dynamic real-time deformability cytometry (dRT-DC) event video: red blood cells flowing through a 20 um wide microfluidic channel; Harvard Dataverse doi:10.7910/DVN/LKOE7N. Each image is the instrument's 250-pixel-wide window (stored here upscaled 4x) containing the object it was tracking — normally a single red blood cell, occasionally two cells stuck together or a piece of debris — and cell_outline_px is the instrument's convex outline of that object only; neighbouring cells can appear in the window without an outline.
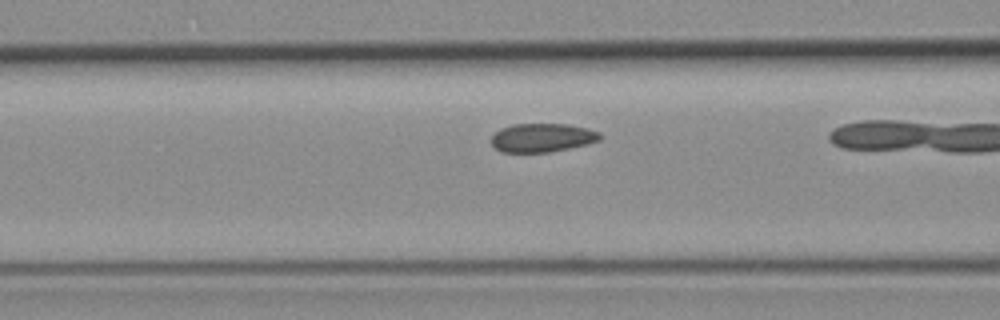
{"species": "common noctule bat (a hibernating species)", "species_latin": "Nyctalus noctula", "temperature_condition": "room temperature", "stored_images_in_passage": 4, "camera_frame_rate_fps": 3000, "um_per_image_px": 0.085, "animal": {"sex": "female", "body_mass_g": 19.3, "forearm_length_mm": 54.1}, "frame": {"image": 1, "passage_image": 3, "time_ms": 2.667, "image_size_px": [1000, 320], "cell_outline_px": [[600, 140], [588, 144], [548, 152], [500, 152], [492, 144], [492, 136], [500, 128], [512, 124], [568, 124], [588, 128], [600, 132]], "centroid_in_image_um": [46.09, 11.69], "position_along_channel_um": 120.5, "area_um2": 18.15}}